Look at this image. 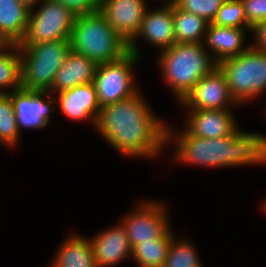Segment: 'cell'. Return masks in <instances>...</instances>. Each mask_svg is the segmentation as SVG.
Returning a JSON list of instances; mask_svg holds the SVG:
<instances>
[{"instance_id":"obj_9","label":"cell","mask_w":266,"mask_h":267,"mask_svg":"<svg viewBox=\"0 0 266 267\" xmlns=\"http://www.w3.org/2000/svg\"><path fill=\"white\" fill-rule=\"evenodd\" d=\"M75 17L62 3L56 0H42L30 9L28 27L18 46L70 40Z\"/></svg>"},{"instance_id":"obj_17","label":"cell","mask_w":266,"mask_h":267,"mask_svg":"<svg viewBox=\"0 0 266 267\" xmlns=\"http://www.w3.org/2000/svg\"><path fill=\"white\" fill-rule=\"evenodd\" d=\"M251 29L224 27L209 23L204 39L205 49L217 64L238 56L251 46V42L246 41L248 32L251 34Z\"/></svg>"},{"instance_id":"obj_13","label":"cell","mask_w":266,"mask_h":267,"mask_svg":"<svg viewBox=\"0 0 266 267\" xmlns=\"http://www.w3.org/2000/svg\"><path fill=\"white\" fill-rule=\"evenodd\" d=\"M113 226L104 227L89 236L97 267H118L131 261L132 248L126 229L120 220Z\"/></svg>"},{"instance_id":"obj_14","label":"cell","mask_w":266,"mask_h":267,"mask_svg":"<svg viewBox=\"0 0 266 267\" xmlns=\"http://www.w3.org/2000/svg\"><path fill=\"white\" fill-rule=\"evenodd\" d=\"M185 120L183 127L197 137L210 139L221 138L233 134L239 127L236 114L233 110L213 109H183Z\"/></svg>"},{"instance_id":"obj_5","label":"cell","mask_w":266,"mask_h":267,"mask_svg":"<svg viewBox=\"0 0 266 267\" xmlns=\"http://www.w3.org/2000/svg\"><path fill=\"white\" fill-rule=\"evenodd\" d=\"M217 66L225 75L229 92L238 105L245 107L266 95V50L250 46Z\"/></svg>"},{"instance_id":"obj_30","label":"cell","mask_w":266,"mask_h":267,"mask_svg":"<svg viewBox=\"0 0 266 267\" xmlns=\"http://www.w3.org/2000/svg\"><path fill=\"white\" fill-rule=\"evenodd\" d=\"M251 34V46L255 49L266 50V20L256 24L251 29Z\"/></svg>"},{"instance_id":"obj_3","label":"cell","mask_w":266,"mask_h":267,"mask_svg":"<svg viewBox=\"0 0 266 267\" xmlns=\"http://www.w3.org/2000/svg\"><path fill=\"white\" fill-rule=\"evenodd\" d=\"M155 60L162 83L173 94L177 104L184 100L201 78L217 67L204 43H174L157 52Z\"/></svg>"},{"instance_id":"obj_6","label":"cell","mask_w":266,"mask_h":267,"mask_svg":"<svg viewBox=\"0 0 266 267\" xmlns=\"http://www.w3.org/2000/svg\"><path fill=\"white\" fill-rule=\"evenodd\" d=\"M21 57V88L48 91L70 52V40L18 46Z\"/></svg>"},{"instance_id":"obj_10","label":"cell","mask_w":266,"mask_h":267,"mask_svg":"<svg viewBox=\"0 0 266 267\" xmlns=\"http://www.w3.org/2000/svg\"><path fill=\"white\" fill-rule=\"evenodd\" d=\"M147 42L161 52L175 43L173 4H162L155 9L148 8L136 36L128 43L129 52L140 59L145 56L139 41Z\"/></svg>"},{"instance_id":"obj_18","label":"cell","mask_w":266,"mask_h":267,"mask_svg":"<svg viewBox=\"0 0 266 267\" xmlns=\"http://www.w3.org/2000/svg\"><path fill=\"white\" fill-rule=\"evenodd\" d=\"M96 67L97 64L93 60L70 50L48 91L55 94L75 86L91 83L95 76Z\"/></svg>"},{"instance_id":"obj_12","label":"cell","mask_w":266,"mask_h":267,"mask_svg":"<svg viewBox=\"0 0 266 267\" xmlns=\"http://www.w3.org/2000/svg\"><path fill=\"white\" fill-rule=\"evenodd\" d=\"M179 105L181 110H226L242 107L231 96L225 75L218 66L201 78Z\"/></svg>"},{"instance_id":"obj_25","label":"cell","mask_w":266,"mask_h":267,"mask_svg":"<svg viewBox=\"0 0 266 267\" xmlns=\"http://www.w3.org/2000/svg\"><path fill=\"white\" fill-rule=\"evenodd\" d=\"M21 131L17 125L12 96L0 94V140L6 148H16L21 143Z\"/></svg>"},{"instance_id":"obj_11","label":"cell","mask_w":266,"mask_h":267,"mask_svg":"<svg viewBox=\"0 0 266 267\" xmlns=\"http://www.w3.org/2000/svg\"><path fill=\"white\" fill-rule=\"evenodd\" d=\"M12 96L17 125L23 129L42 130L51 125L52 112L57 110L56 98L49 91L19 89ZM52 115V116H51Z\"/></svg>"},{"instance_id":"obj_28","label":"cell","mask_w":266,"mask_h":267,"mask_svg":"<svg viewBox=\"0 0 266 267\" xmlns=\"http://www.w3.org/2000/svg\"><path fill=\"white\" fill-rule=\"evenodd\" d=\"M244 6L247 24L253 28L266 20V0H241Z\"/></svg>"},{"instance_id":"obj_2","label":"cell","mask_w":266,"mask_h":267,"mask_svg":"<svg viewBox=\"0 0 266 267\" xmlns=\"http://www.w3.org/2000/svg\"><path fill=\"white\" fill-rule=\"evenodd\" d=\"M167 123L166 149L172 146V165L207 168L266 166V134L247 132L239 127L233 134L205 139L191 135L184 127Z\"/></svg>"},{"instance_id":"obj_24","label":"cell","mask_w":266,"mask_h":267,"mask_svg":"<svg viewBox=\"0 0 266 267\" xmlns=\"http://www.w3.org/2000/svg\"><path fill=\"white\" fill-rule=\"evenodd\" d=\"M201 261L193 240L177 234L170 243L163 267H204Z\"/></svg>"},{"instance_id":"obj_32","label":"cell","mask_w":266,"mask_h":267,"mask_svg":"<svg viewBox=\"0 0 266 267\" xmlns=\"http://www.w3.org/2000/svg\"><path fill=\"white\" fill-rule=\"evenodd\" d=\"M157 1H159V0H157ZM161 1H163V2H161ZM160 2L162 4H177V2H179V0H160Z\"/></svg>"},{"instance_id":"obj_15","label":"cell","mask_w":266,"mask_h":267,"mask_svg":"<svg viewBox=\"0 0 266 267\" xmlns=\"http://www.w3.org/2000/svg\"><path fill=\"white\" fill-rule=\"evenodd\" d=\"M56 108L66 118L76 122L90 123L94 130L101 106L93 82L62 90L54 94Z\"/></svg>"},{"instance_id":"obj_8","label":"cell","mask_w":266,"mask_h":267,"mask_svg":"<svg viewBox=\"0 0 266 267\" xmlns=\"http://www.w3.org/2000/svg\"><path fill=\"white\" fill-rule=\"evenodd\" d=\"M135 202L137 203L119 218L126 229L131 248L164 237L174 228L166 202L150 198Z\"/></svg>"},{"instance_id":"obj_31","label":"cell","mask_w":266,"mask_h":267,"mask_svg":"<svg viewBox=\"0 0 266 267\" xmlns=\"http://www.w3.org/2000/svg\"><path fill=\"white\" fill-rule=\"evenodd\" d=\"M19 1L25 4L29 9H32L36 5H38L42 0H19Z\"/></svg>"},{"instance_id":"obj_16","label":"cell","mask_w":266,"mask_h":267,"mask_svg":"<svg viewBox=\"0 0 266 267\" xmlns=\"http://www.w3.org/2000/svg\"><path fill=\"white\" fill-rule=\"evenodd\" d=\"M149 1V0H148ZM147 0H102L99 11L108 24L129 43L139 32Z\"/></svg>"},{"instance_id":"obj_19","label":"cell","mask_w":266,"mask_h":267,"mask_svg":"<svg viewBox=\"0 0 266 267\" xmlns=\"http://www.w3.org/2000/svg\"><path fill=\"white\" fill-rule=\"evenodd\" d=\"M69 234L57 247L47 267H97L89 237L81 233Z\"/></svg>"},{"instance_id":"obj_22","label":"cell","mask_w":266,"mask_h":267,"mask_svg":"<svg viewBox=\"0 0 266 267\" xmlns=\"http://www.w3.org/2000/svg\"><path fill=\"white\" fill-rule=\"evenodd\" d=\"M171 229L164 237L140 243L132 248L131 262L137 267H163L172 239L177 235Z\"/></svg>"},{"instance_id":"obj_7","label":"cell","mask_w":266,"mask_h":267,"mask_svg":"<svg viewBox=\"0 0 266 267\" xmlns=\"http://www.w3.org/2000/svg\"><path fill=\"white\" fill-rule=\"evenodd\" d=\"M140 61L128 52L121 59L97 65L93 83L101 107L127 99L141 89L136 76Z\"/></svg>"},{"instance_id":"obj_26","label":"cell","mask_w":266,"mask_h":267,"mask_svg":"<svg viewBox=\"0 0 266 267\" xmlns=\"http://www.w3.org/2000/svg\"><path fill=\"white\" fill-rule=\"evenodd\" d=\"M212 24L233 28H251L247 24L241 0H226L218 10Z\"/></svg>"},{"instance_id":"obj_29","label":"cell","mask_w":266,"mask_h":267,"mask_svg":"<svg viewBox=\"0 0 266 267\" xmlns=\"http://www.w3.org/2000/svg\"><path fill=\"white\" fill-rule=\"evenodd\" d=\"M67 7L74 16L91 14L99 11L102 0H56Z\"/></svg>"},{"instance_id":"obj_1","label":"cell","mask_w":266,"mask_h":267,"mask_svg":"<svg viewBox=\"0 0 266 267\" xmlns=\"http://www.w3.org/2000/svg\"><path fill=\"white\" fill-rule=\"evenodd\" d=\"M140 89L135 95L101 107L94 131L122 154L157 160L166 150V119H161Z\"/></svg>"},{"instance_id":"obj_4","label":"cell","mask_w":266,"mask_h":267,"mask_svg":"<svg viewBox=\"0 0 266 267\" xmlns=\"http://www.w3.org/2000/svg\"><path fill=\"white\" fill-rule=\"evenodd\" d=\"M70 48L97 65L121 59L129 52L128 43L108 24L100 11L75 17Z\"/></svg>"},{"instance_id":"obj_21","label":"cell","mask_w":266,"mask_h":267,"mask_svg":"<svg viewBox=\"0 0 266 267\" xmlns=\"http://www.w3.org/2000/svg\"><path fill=\"white\" fill-rule=\"evenodd\" d=\"M175 43H204L209 22L173 4Z\"/></svg>"},{"instance_id":"obj_27","label":"cell","mask_w":266,"mask_h":267,"mask_svg":"<svg viewBox=\"0 0 266 267\" xmlns=\"http://www.w3.org/2000/svg\"><path fill=\"white\" fill-rule=\"evenodd\" d=\"M226 0H179L177 5L184 11L193 13L212 23Z\"/></svg>"},{"instance_id":"obj_23","label":"cell","mask_w":266,"mask_h":267,"mask_svg":"<svg viewBox=\"0 0 266 267\" xmlns=\"http://www.w3.org/2000/svg\"><path fill=\"white\" fill-rule=\"evenodd\" d=\"M21 89V57L18 44L0 46V94Z\"/></svg>"},{"instance_id":"obj_20","label":"cell","mask_w":266,"mask_h":267,"mask_svg":"<svg viewBox=\"0 0 266 267\" xmlns=\"http://www.w3.org/2000/svg\"><path fill=\"white\" fill-rule=\"evenodd\" d=\"M30 9L19 0H0V40L19 44L28 27Z\"/></svg>"}]
</instances>
